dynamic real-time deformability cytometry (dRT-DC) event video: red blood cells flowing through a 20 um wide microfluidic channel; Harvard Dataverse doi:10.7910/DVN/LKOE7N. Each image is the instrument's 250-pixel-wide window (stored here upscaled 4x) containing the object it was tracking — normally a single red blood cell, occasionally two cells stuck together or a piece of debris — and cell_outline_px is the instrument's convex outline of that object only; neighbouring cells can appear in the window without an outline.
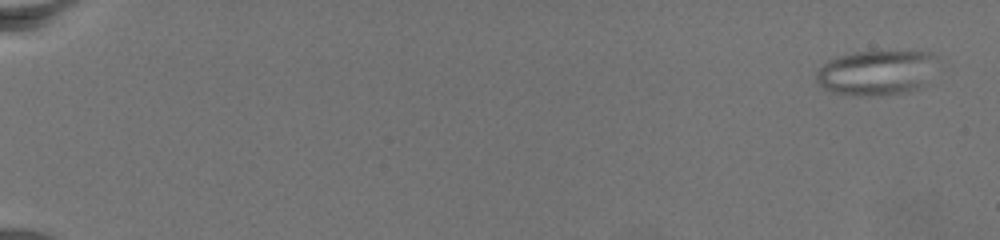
{"species": "common noctule bat (a hibernating species)", "species_latin": "Nyctalus noctula", "temperature_condition": "warm", "stored_images_in_passage": 76, "camera_frame_rate_fps": 3000, "um_per_image_px": 0.085, "animal": {"sex": "female", "body_mass_g": 19.5, "forearm_length_mm": 54.1}, "frame": {"image": 1, "passage_image": 4, "time_ms": 1.0, "image_size_px": [1000, 240], "cell_outline_px": [[928, 56], [920, 84], [916, 88], [900, 92], [832, 92], [824, 88], [816, 80], [816, 72], [828, 60], [840, 56], [856, 52], [928, 52]], "centroid_in_image_um": [74.22, 6.13], "position_along_channel_um": 10.8, "area_um2": 28.15}}
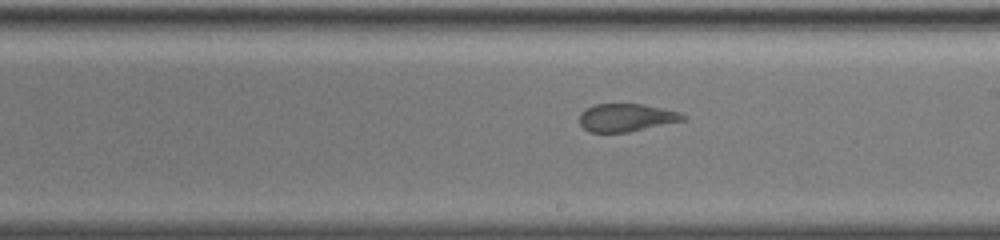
{"frame": {"image": 2, "passage_image": 48, "time_ms": 15.667, "image_size_px": [1000, 240], "cell_outline_px": [[688, 116], [684, 120], [628, 132], [588, 132], [580, 124], [580, 112], [596, 104], [640, 104], [664, 108], [680, 112]], "centroid_in_image_um": [53.25, 9.99], "position_along_channel_um": 235.8, "area_um2": 16.7}}
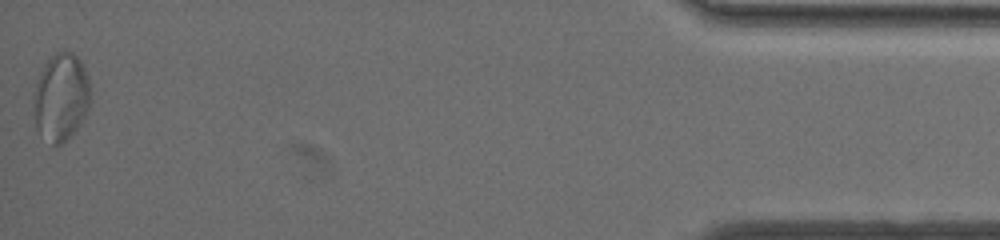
{"frame": {"image": 3, "passage_image": 76, "time_ms": 25.0, "image_size_px": [1000, 240], "cell_outline_px": [[88, 108], [80, 124], [56, 148], [36, 128], [36, 88], [40, 72], [44, 64], [56, 52], [64, 48], [72, 52], [80, 60], [88, 76]], "centroid_in_image_um": [5.2, 8.2], "position_along_channel_um": 430.0, "area_um2": 27.98}}